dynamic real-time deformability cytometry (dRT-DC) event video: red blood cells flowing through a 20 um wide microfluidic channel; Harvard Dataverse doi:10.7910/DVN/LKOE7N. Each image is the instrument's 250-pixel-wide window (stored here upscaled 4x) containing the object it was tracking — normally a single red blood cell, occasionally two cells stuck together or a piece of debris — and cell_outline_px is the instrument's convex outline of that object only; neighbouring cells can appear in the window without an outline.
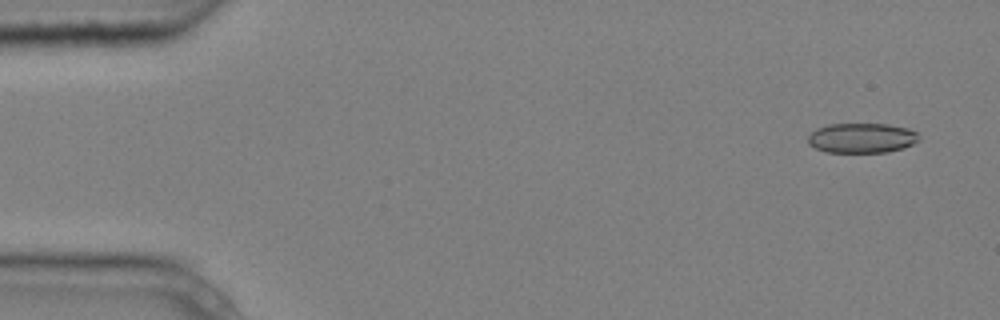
{"species": "common noctule bat (a hibernating species)", "species_latin": "Nyctalus noctula", "temperature_condition": "cold", "stored_images_in_passage": 5, "camera_frame_rate_fps": 3000, "um_per_image_px": 0.085, "animal": {"sex": "male", "body_mass_g": 20.4}, "frame": {"image": 1, "passage_image": 1, "time_ms": 0.0, "image_size_px": [1000, 320], "cell_outline_px": [[920, 140], [904, 148], [888, 152], [828, 152], [816, 148], [808, 144], [808, 136], [816, 128], [828, 124], [888, 124], [908, 128], [916, 132], [920, 136]], "centroid_in_image_um": [73.27, 11.72], "position_along_channel_um": 11.7, "area_um2": 19.42}}
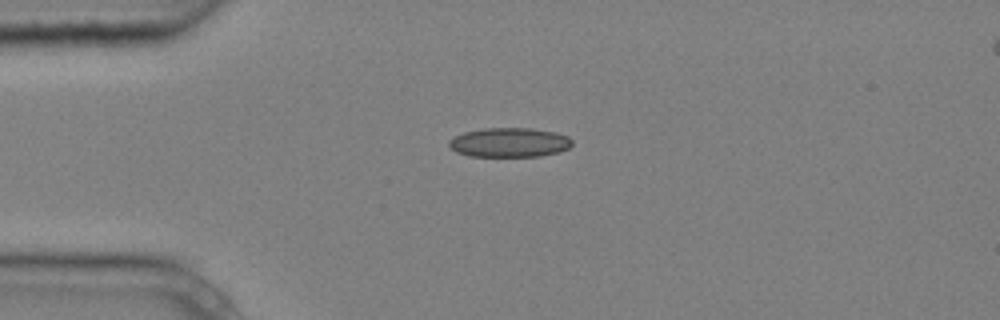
{"frame": {"image": 2, "passage_image": 4, "time_ms": 1.0, "image_size_px": [1000, 320], "cell_outline_px": [[572, 144], [568, 148], [560, 152], [540, 156], [468, 156], [456, 152], [448, 144], [448, 140], [464, 132], [484, 128], [532, 128], [556, 132], [568, 136], [572, 140]], "centroid_in_image_um": [43.32, 12.1], "position_along_channel_um": 41.7, "area_um2": 21.15}}